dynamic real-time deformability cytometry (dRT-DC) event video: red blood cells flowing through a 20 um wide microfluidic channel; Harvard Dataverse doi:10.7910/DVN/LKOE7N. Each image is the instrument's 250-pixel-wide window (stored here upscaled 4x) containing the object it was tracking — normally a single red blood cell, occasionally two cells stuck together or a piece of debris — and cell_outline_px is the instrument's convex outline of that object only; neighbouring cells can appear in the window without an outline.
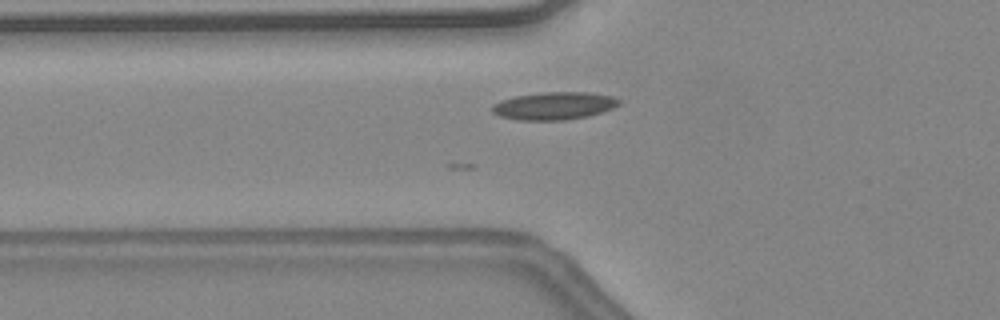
{"species": "common noctule bat (a hibernating species)", "species_latin": "Nyctalus noctula", "temperature_condition": "warm", "stored_images_in_passage": 19, "camera_frame_rate_fps": 3000, "um_per_image_px": 0.085, "animal": {"sex": "female", "body_mass_g": 24.6, "forearm_length_mm": 56.2}, "frame": {"image": 1, "passage_image": 7, "time_ms": 2.0, "image_size_px": [1000, 320], "cell_outline_px": [[620, 104], [612, 108], [588, 116], [564, 120], [520, 120], [500, 116], [492, 112], [492, 104], [500, 100], [516, 96], [544, 92], [588, 92], [612, 96], [620, 100]], "centroid_in_image_um": [47.08, 8.99], "position_along_channel_um": 78.7, "area_um2": 20.35}}